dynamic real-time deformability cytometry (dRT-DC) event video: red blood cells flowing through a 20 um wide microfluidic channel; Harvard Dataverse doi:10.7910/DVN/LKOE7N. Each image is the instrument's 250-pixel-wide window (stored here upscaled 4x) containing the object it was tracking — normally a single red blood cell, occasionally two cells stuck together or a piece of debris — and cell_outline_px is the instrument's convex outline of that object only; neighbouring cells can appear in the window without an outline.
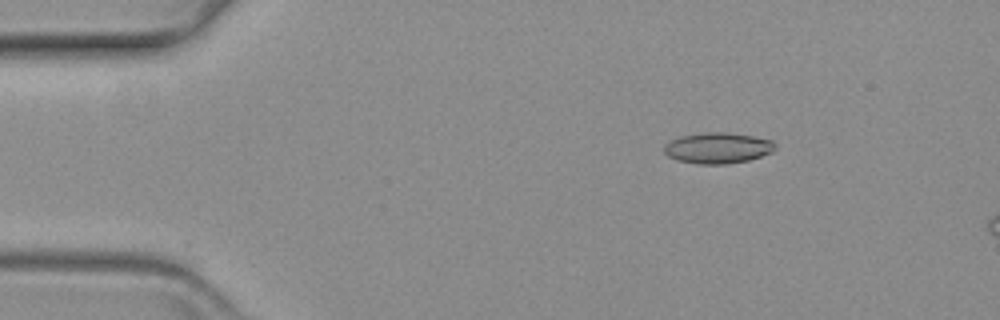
{"species": "common noctule bat (a hibernating species)", "species_latin": "Nyctalus noctula", "temperature_condition": "warm", "stored_images_in_passage": 7, "camera_frame_rate_fps": 3000, "um_per_image_px": 0.085, "animal": {"sex": "female", "body_mass_g": 19.3, "forearm_length_mm": 54.1}, "frame": {"image": 1, "passage_image": 1, "time_ms": 0.0, "image_size_px": [1000, 320], "cell_outline_px": [[776, 148], [772, 152], [748, 160], [724, 164], [700, 164], [676, 160], [668, 156], [664, 152], [664, 144], [680, 136], [704, 132], [728, 132], [752, 136], [772, 140], [776, 144]], "centroid_in_image_um": [61.0, 12.57], "position_along_channel_um": 24.0, "area_um2": 20.0}}